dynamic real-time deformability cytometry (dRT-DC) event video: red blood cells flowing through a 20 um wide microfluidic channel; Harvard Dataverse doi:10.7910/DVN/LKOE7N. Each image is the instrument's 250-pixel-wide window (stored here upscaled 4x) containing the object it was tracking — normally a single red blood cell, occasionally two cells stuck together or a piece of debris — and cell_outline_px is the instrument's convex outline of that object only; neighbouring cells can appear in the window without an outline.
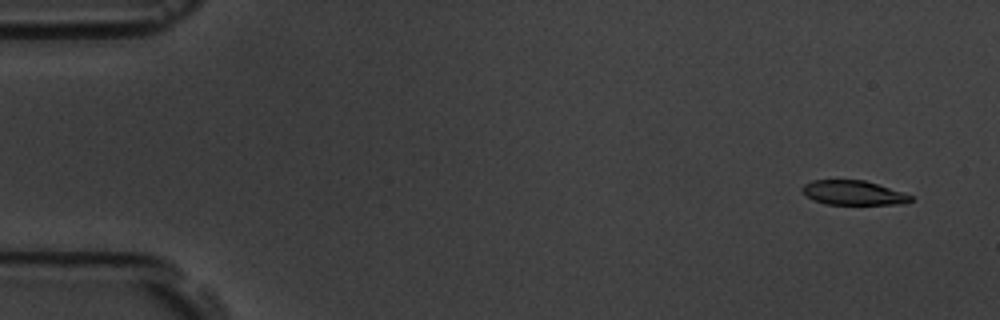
{"species": "common noctule bat (a hibernating species)", "species_latin": "Nyctalus noctula", "temperature_condition": "room temperature", "stored_images_in_passage": 55, "camera_frame_rate_fps": 3000, "um_per_image_px": 0.085, "animal": {"sex": "male", "body_mass_g": 19.5, "forearm_length_mm": 54.6}, "frame": {"image": 1, "passage_image": 3, "time_ms": 0.667, "image_size_px": [1000, 320], "cell_outline_px": [[912, 200], [904, 204], [824, 204], [800, 192], [800, 188], [804, 184], [812, 180], [864, 180], [904, 192], [912, 196]], "centroid_in_image_um": [72.52, 16.38], "position_along_channel_um": 12.5, "area_um2": 15.43}}
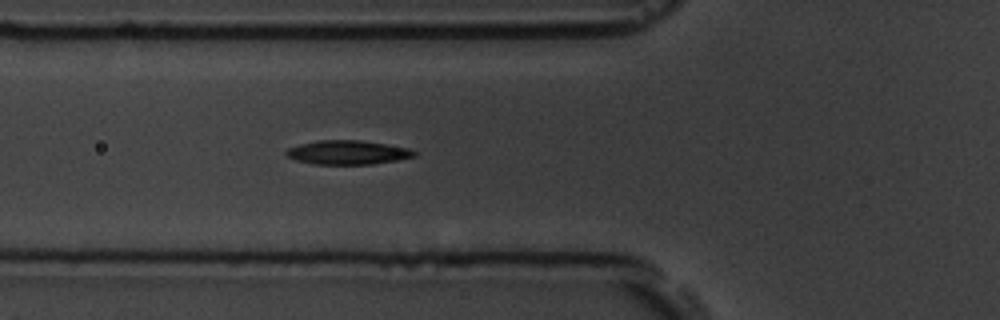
{"frame": {"image": 2, "passage_image": 20, "time_ms": 6.333, "image_size_px": [1000, 320], "cell_outline_px": [[416, 156], [396, 160], [372, 164], [312, 164], [296, 160], [288, 156], [284, 152], [288, 148], [300, 144], [320, 140], [360, 140], [408, 148], [416, 152]], "centroid_in_image_um": [29.53, 12.96], "position_along_channel_um": 96.3, "area_um2": 17.74}}
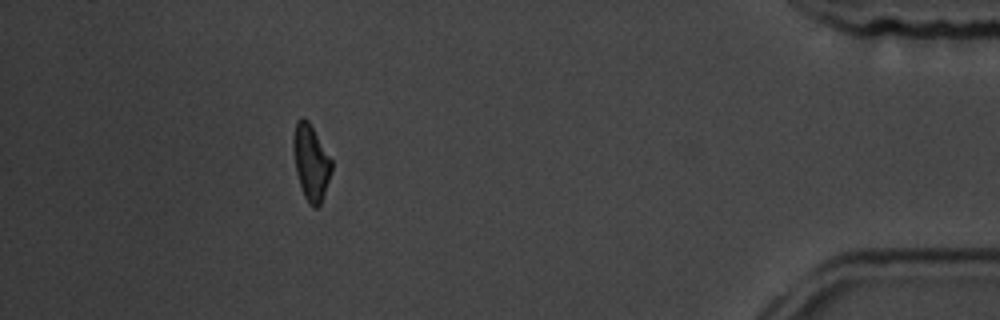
{"frame": {"image": 3, "passage_image": 50, "time_ms": 16.333, "image_size_px": [1000, 320], "cell_outline_px": [[332, 168], [320, 204], [316, 208], [312, 208], [308, 204], [304, 196], [296, 172], [292, 148], [292, 140], [296, 120], [300, 116], [304, 116], [308, 120], [332, 160]], "centroid_in_image_um": [26.4, 13.76], "position_along_channel_um": 408.8, "area_um2": 16.88}, "authors_computed_cell_mechanics": {"area_um2": 17.2244, "velocity_mm_per_s": 3.668, "shape_relaxation_time_tau1_ms": 2.9579, "shape_relaxation_time_tau2_ms": 9.1043, "deformation_change_tau1": 0.1162, "deformation_change_tau2": 0.1648}}